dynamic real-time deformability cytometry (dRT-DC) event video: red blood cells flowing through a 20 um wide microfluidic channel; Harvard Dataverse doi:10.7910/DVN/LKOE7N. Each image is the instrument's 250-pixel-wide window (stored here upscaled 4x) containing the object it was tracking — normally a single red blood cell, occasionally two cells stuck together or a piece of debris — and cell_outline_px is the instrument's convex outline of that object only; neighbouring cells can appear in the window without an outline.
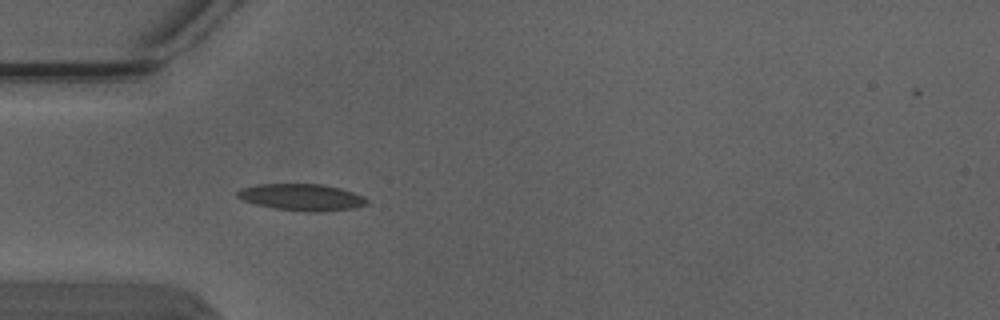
{"species": "Egyptian fruit bat (a non-hibernating species)", "species_latin": "Rousettus aegyptiacus", "temperature_condition": "warm", "stored_images_in_passage": 4, "camera_frame_rate_fps": 3000, "um_per_image_px": 0.085, "animal": {"sex": "male"}, "frame": {"image": 1, "passage_image": 4, "time_ms": 1.0, "image_size_px": [1000, 320], "cell_outline_px": [[368, 204], [356, 208], [324, 212], [308, 212], [272, 208], [256, 204], [244, 200], [236, 196], [236, 192], [240, 188], [256, 184], [324, 184], [340, 188], [364, 196], [368, 200]], "centroid_in_image_um": [25.67, 16.77], "position_along_channel_um": 59.3, "area_um2": 20.4}}